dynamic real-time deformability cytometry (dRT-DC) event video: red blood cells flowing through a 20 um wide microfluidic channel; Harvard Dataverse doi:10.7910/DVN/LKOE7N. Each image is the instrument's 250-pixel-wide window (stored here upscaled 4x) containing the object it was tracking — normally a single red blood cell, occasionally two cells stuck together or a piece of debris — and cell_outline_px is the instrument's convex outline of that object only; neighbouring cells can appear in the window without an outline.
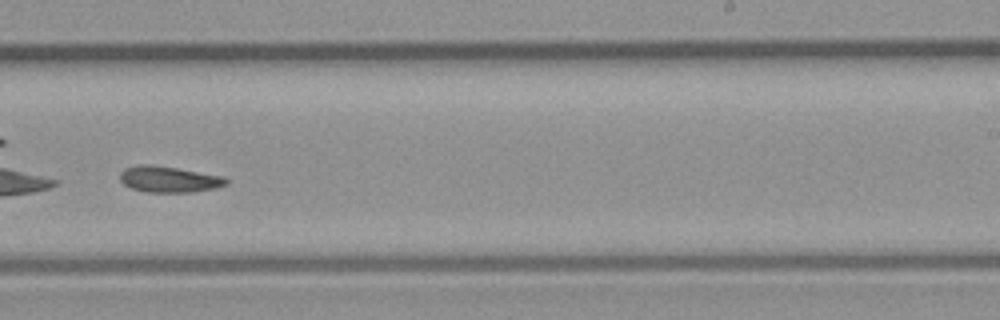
{"species": "common noctule bat (a hibernating species)", "species_latin": "Nyctalus noctula", "temperature_condition": "room temperature", "stored_images_in_passage": 27, "camera_frame_rate_fps": 3000, "um_per_image_px": 0.085, "animal": {"sex": "male", "body_mass_g": 23.1, "forearm_length_mm": 52.7}, "frame": {"image": 1, "passage_image": 16, "time_ms": 5.0, "image_size_px": [1000, 320], "cell_outline_px": [[228, 184], [216, 188], [192, 192], [148, 192], [132, 188], [124, 184], [120, 180], [120, 172], [124, 168], [136, 164], [152, 164], [224, 176], [228, 180]], "centroid_in_image_um": [14.36, 15.23], "position_along_channel_um": 274.6, "area_um2": 16.24}}